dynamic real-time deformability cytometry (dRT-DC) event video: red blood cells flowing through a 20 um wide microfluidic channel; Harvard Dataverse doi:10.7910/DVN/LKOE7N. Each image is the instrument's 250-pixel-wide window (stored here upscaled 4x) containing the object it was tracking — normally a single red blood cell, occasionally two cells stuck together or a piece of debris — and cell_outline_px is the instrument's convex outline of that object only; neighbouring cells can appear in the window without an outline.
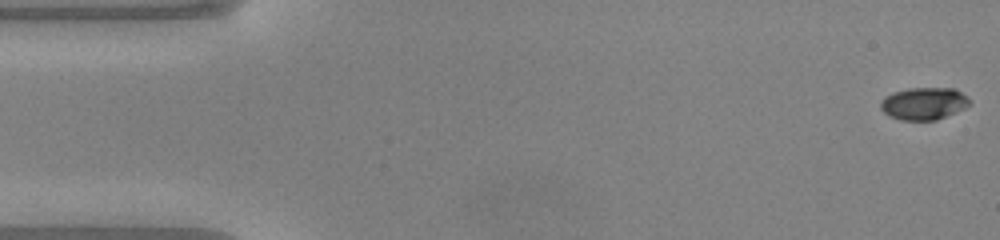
{"species": "common noctule bat (a hibernating species)", "species_latin": "Nyctalus noctula", "temperature_condition": "warm", "stored_images_in_passage": 7, "camera_frame_rate_fps": 3000, "um_per_image_px": 0.085, "animal": {"sex": "male", "body_mass_g": 20.0, "forearm_length_mm": 53.3}, "frame": {"image": 1, "passage_image": 1, "time_ms": 0.0, "image_size_px": [1000, 240], "cell_outline_px": [[972, 104], [964, 108], [936, 120], [900, 120], [888, 116], [880, 108], [880, 100], [884, 96], [892, 92], [908, 88], [956, 88], [968, 96], [972, 100]], "centroid_in_image_um": [78.53, 8.79], "position_along_channel_um": 6.5, "area_um2": 17.11}}